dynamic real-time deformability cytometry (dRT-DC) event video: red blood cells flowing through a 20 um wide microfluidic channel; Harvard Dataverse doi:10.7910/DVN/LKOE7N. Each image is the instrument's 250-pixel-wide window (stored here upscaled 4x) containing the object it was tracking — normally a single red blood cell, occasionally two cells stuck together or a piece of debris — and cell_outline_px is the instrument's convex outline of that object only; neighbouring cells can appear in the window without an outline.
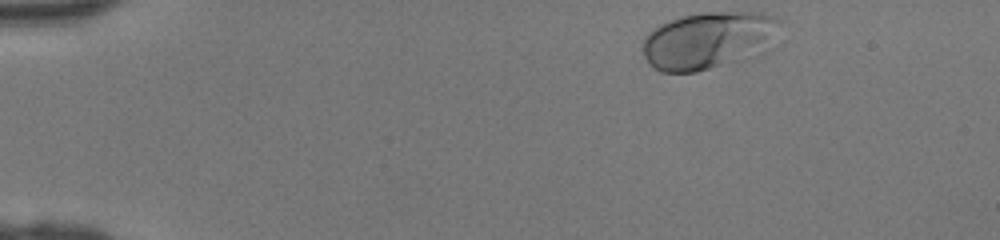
{"species": "human", "species_latin": "Homo sapiens", "temperature_condition": "room temperature", "stored_images_in_passage": 36, "camera_frame_rate_fps": 3000, "um_per_image_px": 0.085, "donor": {"sex": "female"}, "frame": {"image": 1, "passage_image": 1, "time_ms": 0.0, "image_size_px": [1000, 240], "cell_outline_px": [[780, 20], [768, 52], [764, 56], [696, 72], [660, 72], [648, 64], [644, 56], [644, 36], [652, 28], [660, 24], [684, 16], [704, 12], [760, 12], [776, 16]], "centroid_in_image_um": [60.27, 3.46], "position_along_channel_um": 24.7, "area_um2": 46.64}}
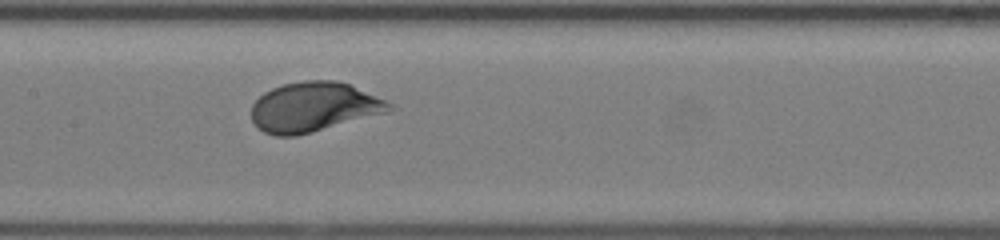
{"frame": {"image": 2, "passage_image": 18, "time_ms": 5.667, "image_size_px": [1000, 240], "cell_outline_px": [[396, 108], [384, 112], [296, 136], [276, 136], [264, 132], [252, 120], [252, 104], [264, 92], [272, 88], [284, 84], [304, 80], [336, 80], [348, 84], [384, 100], [392, 104]], "centroid_in_image_um": [26.61, 9.08], "position_along_channel_um": 180.8, "area_um2": 39.07}}
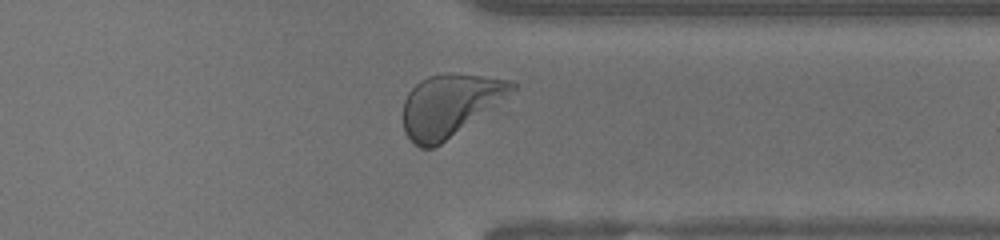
{"frame": {"image": 3, "passage_image": 31, "time_ms": 10.0, "image_size_px": [1000, 240], "cell_outline_px": [[520, 84], [516, 88], [440, 144], [432, 148], [420, 148], [404, 132], [404, 100], [408, 92], [420, 80], [428, 76], [448, 72], [512, 80]], "centroid_in_image_um": [38.18, 8.91], "position_along_channel_um": 373.2, "area_um2": 38.32}}